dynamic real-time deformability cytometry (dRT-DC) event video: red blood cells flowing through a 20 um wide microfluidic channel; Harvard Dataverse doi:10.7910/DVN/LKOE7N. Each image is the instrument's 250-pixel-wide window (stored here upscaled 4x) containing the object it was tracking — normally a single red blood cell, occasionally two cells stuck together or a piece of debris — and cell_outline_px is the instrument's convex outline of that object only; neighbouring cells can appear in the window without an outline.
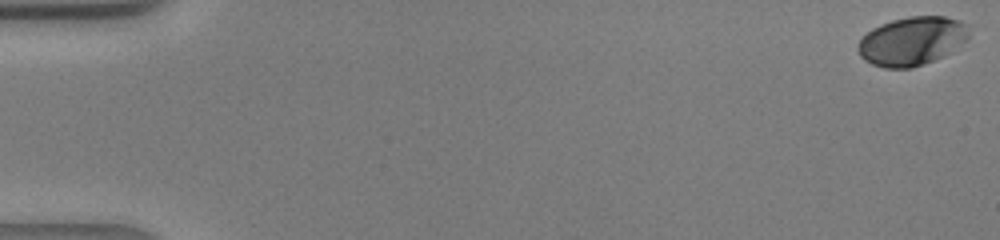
{"species": "human", "species_latin": "Homo sapiens", "temperature_condition": "warm", "stored_images_in_passage": 43, "camera_frame_rate_fps": 3000, "um_per_image_px": 0.085, "donor": {"sex": "male"}, "frame": {"image": 1, "passage_image": 1, "time_ms": 0.0, "image_size_px": [1000, 240], "cell_outline_px": [[968, 36], [964, 40], [940, 56], [932, 60], [912, 68], [884, 68], [872, 64], [864, 60], [860, 56], [856, 48], [856, 44], [872, 28], [880, 24], [892, 20], [908, 16], [944, 16], [960, 20], [968, 24]], "centroid_in_image_um": [77.44, 3.47], "position_along_channel_um": 7.6, "area_um2": 31.1}}
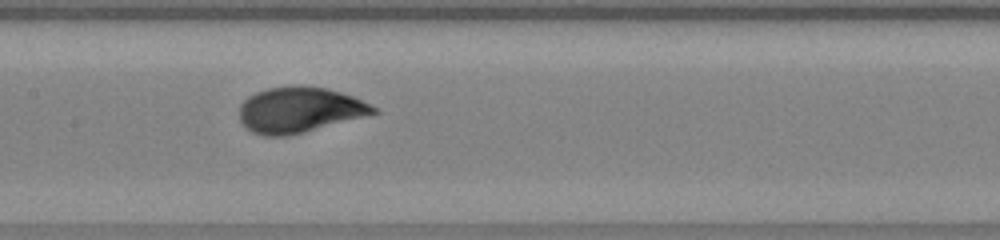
{"frame": {"image": 2, "passage_image": 22, "time_ms": 7.0, "image_size_px": [1000, 240], "cell_outline_px": [[380, 112], [304, 132], [284, 136], [264, 136], [252, 132], [240, 120], [240, 104], [248, 96], [256, 92], [268, 88], [292, 84], [296, 84], [328, 88], [352, 96], [380, 108]], "centroid_in_image_um": [25.47, 9.31], "position_along_channel_um": 181.9, "area_um2": 35.72}}
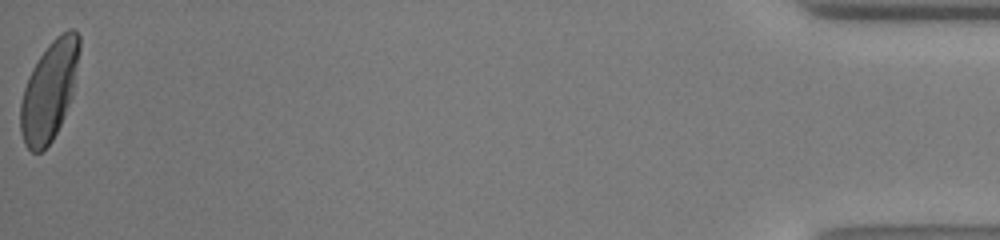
{"frame": {"image": 3, "passage_image": 43, "time_ms": 14.0, "image_size_px": [1000, 240], "cell_outline_px": [[80, 52], [72, 96], [64, 116], [52, 140], [40, 152], [32, 152], [24, 144], [20, 132], [20, 104], [24, 88], [28, 76], [32, 68], [48, 44], [56, 36], [68, 28], [72, 28], [80, 36]], "centroid_in_image_um": [4.19, 7.69], "position_along_channel_um": 431.0, "area_um2": 34.04}}